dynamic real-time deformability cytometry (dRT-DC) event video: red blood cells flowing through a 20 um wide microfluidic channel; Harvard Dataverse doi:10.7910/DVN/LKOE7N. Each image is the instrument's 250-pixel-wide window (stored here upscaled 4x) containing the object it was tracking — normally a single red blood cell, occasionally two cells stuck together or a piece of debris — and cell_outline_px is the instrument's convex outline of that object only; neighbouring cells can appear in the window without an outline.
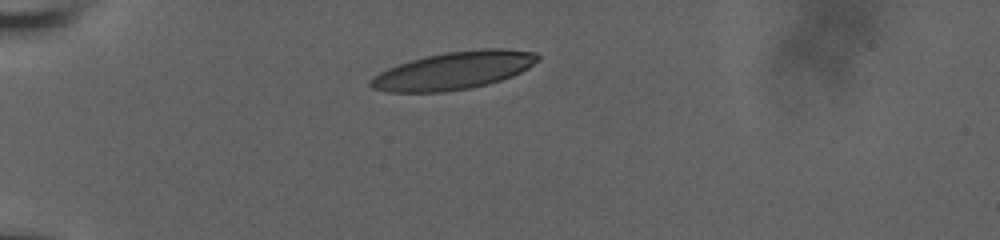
{"species": "human", "species_latin": "Homo sapiens", "temperature_condition": "room temperature", "stored_images_in_passage": 35, "camera_frame_rate_fps": 3000, "um_per_image_px": 0.085, "donor": {"sex": "male"}, "frame": {"image": 1, "passage_image": 1, "time_ms": 0.0, "image_size_px": [1000, 240], "cell_outline_px": [[540, 60], [528, 68], [512, 76], [488, 84], [468, 88], [444, 92], [388, 92], [372, 88], [368, 84], [380, 72], [388, 68], [424, 56], [444, 52], [484, 48], [504, 48], [536, 52], [540, 56]], "centroid_in_image_um": [38.62, 5.98], "position_along_channel_um": 46.4, "area_um2": 36.65}}
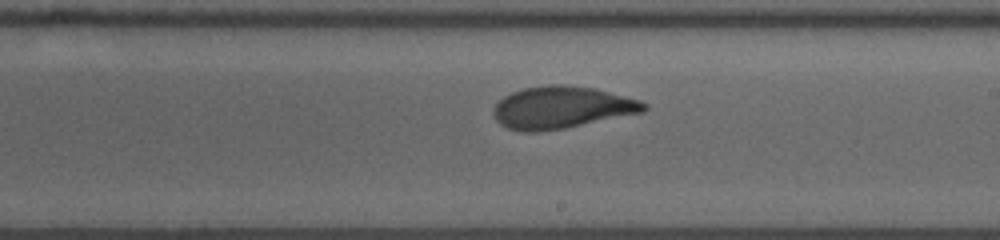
{"frame": {"image": 2, "passage_image": 20, "time_ms": 6.333, "image_size_px": [1000, 240], "cell_outline_px": [[648, 108], [644, 112], [564, 128], [540, 132], [524, 132], [508, 128], [500, 124], [496, 120], [492, 112], [492, 108], [504, 96], [512, 92], [524, 88], [548, 84], [564, 84], [596, 88], [640, 100], [648, 104]], "centroid_in_image_um": [47.74, 9.13], "position_along_channel_um": 241.3, "area_um2": 37.17}}
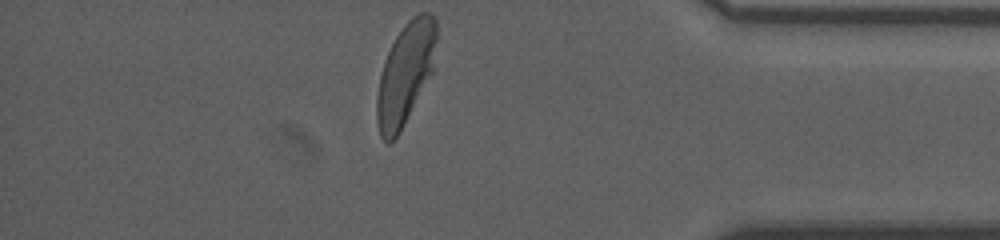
{"frame": {"image": 3, "passage_image": 35, "time_ms": 11.333, "image_size_px": [1000, 240], "cell_outline_px": [[436, 40], [432, 72], [400, 132], [388, 144], [380, 136], [376, 120], [376, 96], [380, 76], [384, 60], [396, 36], [404, 24], [412, 16], [420, 12], [432, 12], [436, 16]], "centroid_in_image_um": [34.44, 6.24], "position_along_channel_um": 400.8, "area_um2": 35.2}, "authors_computed_cell_mechanics": {"area_um2": 36.4718, "velocity_mm_per_s": 3.6882, "shape_relaxation_time_tau1_ms": 4.5933, "shape_relaxation_time_tau2_ms": 1.3021, "deformation_change_tau1": 0.2043, "deformation_change_tau2": 0.0737}}